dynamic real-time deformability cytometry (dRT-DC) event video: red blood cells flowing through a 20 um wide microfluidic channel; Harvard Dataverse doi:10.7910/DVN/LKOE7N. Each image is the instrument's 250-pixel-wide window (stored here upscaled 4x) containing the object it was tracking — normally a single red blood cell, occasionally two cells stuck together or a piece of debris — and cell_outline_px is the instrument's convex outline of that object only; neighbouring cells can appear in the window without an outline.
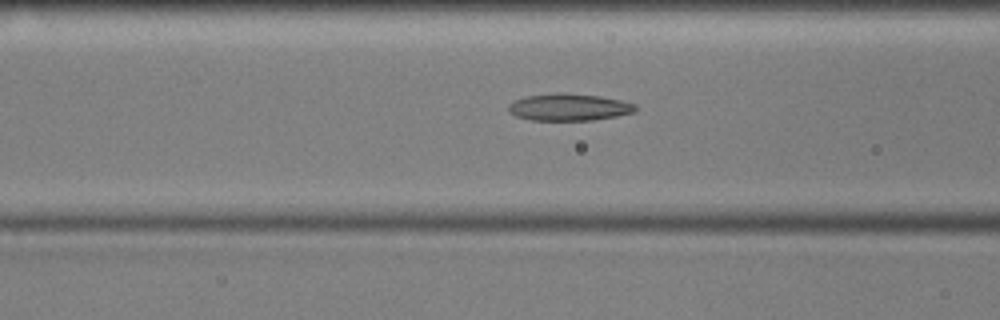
{"species": "common noctule bat (a hibernating species)", "species_latin": "Nyctalus noctula", "temperature_condition": "cold", "stored_images_in_passage": 55, "camera_frame_rate_fps": 3000, "um_per_image_px": 0.085, "animal": {"sex": "male", "body_mass_g": 17.9, "forearm_length_mm": 54.2}, "frame": {"image": 1, "passage_image": 21, "time_ms": 6.667, "image_size_px": [1000, 320], "cell_outline_px": [[640, 108], [636, 112], [616, 116], [592, 120], [532, 120], [516, 116], [508, 112], [508, 104], [512, 100], [524, 96], [600, 96], [620, 100], [636, 104]], "centroid_in_image_um": [48.39, 9.16], "position_along_channel_um": 118.2, "area_um2": 19.19}}
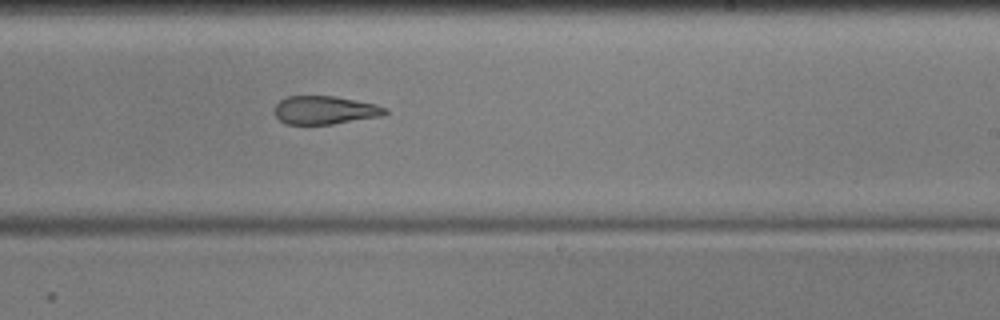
{"frame": {"image": 2, "passage_image": 33, "time_ms": 10.667, "image_size_px": [1000, 320], "cell_outline_px": [[388, 112], [384, 116], [332, 124], [284, 124], [272, 112], [272, 108], [280, 100], [288, 96], [336, 96], [376, 104], [388, 108]], "centroid_in_image_um": [27.61, 9.36], "position_along_channel_um": 261.4, "area_um2": 18.55}}
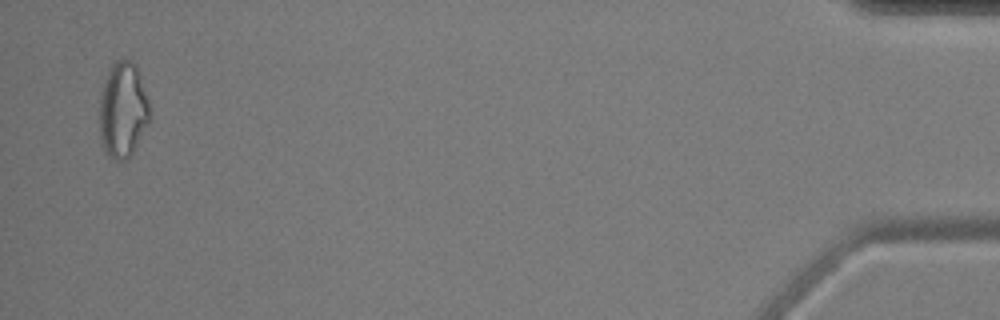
{"frame": {"image": 3, "passage_image": 54, "time_ms": 17.667, "image_size_px": [1000, 320], "cell_outline_px": [[152, 116], [148, 124], [128, 160], [112, 160], [104, 152], [100, 136], [100, 92], [108, 68], [116, 60], [132, 60], [140, 76], [148, 100]], "centroid_in_image_um": [10.44, 9.37], "position_along_channel_um": 424.8, "area_um2": 28.26}, "authors_computed_cell_mechanics": {"area_um2": 20.5768, "velocity_mm_per_s": 3.5764, "shape_relaxation_time_tau1_ms": null, "shape_relaxation_time_tau2_ms": 3.183, "deformation_change_tau1": null, "deformation_change_tau2": 0.1207}}